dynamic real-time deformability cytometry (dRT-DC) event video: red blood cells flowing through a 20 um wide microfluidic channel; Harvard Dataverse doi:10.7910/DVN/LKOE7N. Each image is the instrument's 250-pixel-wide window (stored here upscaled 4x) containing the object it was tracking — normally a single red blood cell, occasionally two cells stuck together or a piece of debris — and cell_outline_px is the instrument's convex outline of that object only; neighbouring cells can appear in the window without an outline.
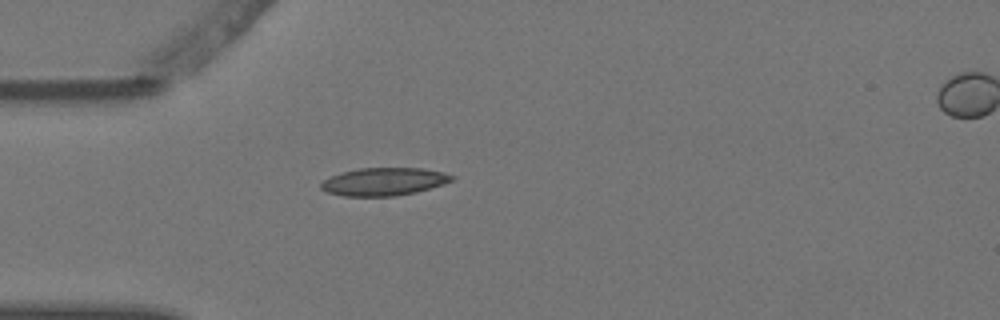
{"species": "Egyptian fruit bat (a non-hibernating species)", "species_latin": "Rousettus aegyptiacus", "temperature_condition": "warm", "stored_images_in_passage": 4, "camera_frame_rate_fps": 3000, "um_per_image_px": 0.085, "animal": {"sex": "female"}, "frame": {"image": 1, "passage_image": 4, "time_ms": 1.0, "image_size_px": [1000, 320], "cell_outline_px": [[456, 176], [452, 180], [444, 184], [416, 192], [396, 196], [344, 196], [328, 192], [320, 188], [320, 184], [324, 180], [332, 176], [344, 172], [360, 168], [424, 168], [444, 172]], "centroid_in_image_um": [32.67, 15.44], "position_along_channel_um": 52.3, "area_um2": 21.15}}